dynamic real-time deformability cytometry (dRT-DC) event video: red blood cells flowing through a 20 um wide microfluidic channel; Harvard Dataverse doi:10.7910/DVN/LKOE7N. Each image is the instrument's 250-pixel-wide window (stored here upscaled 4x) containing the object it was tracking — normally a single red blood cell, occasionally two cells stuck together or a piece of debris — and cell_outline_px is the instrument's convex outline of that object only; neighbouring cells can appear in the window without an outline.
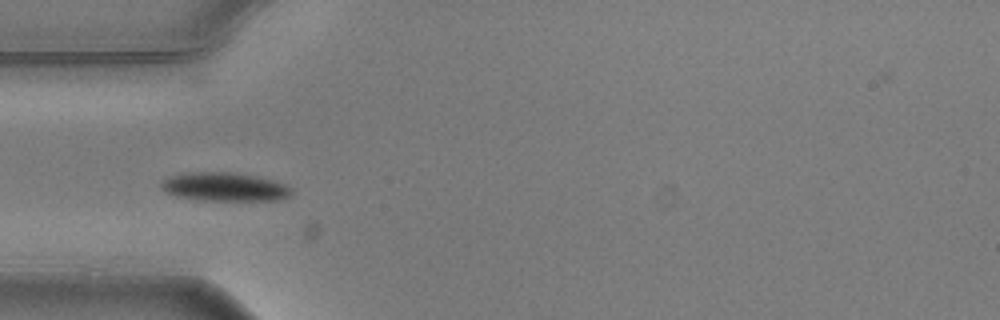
{"species": "common noctule bat (a hibernating species)", "species_latin": "Nyctalus noctula", "temperature_condition": "warm", "stored_images_in_passage": 13, "camera_frame_rate_fps": 3000, "um_per_image_px": 0.085, "animal": {"sex": "male", "body_mass_g": 20.5, "forearm_length_mm": 52.5}, "frame": {"image": 1, "passage_image": 3, "time_ms": 0.667, "image_size_px": [1000, 320], "cell_outline_px": [[292, 192], [288, 196], [280, 200], [204, 200], [176, 196], [164, 192], [160, 188], [160, 184], [164, 180], [172, 176], [188, 172], [228, 172], [256, 176], [272, 180], [284, 184], [292, 188]], "centroid_in_image_um": [19.07, 15.88], "position_along_channel_um": 65.9, "area_um2": 21.56}}
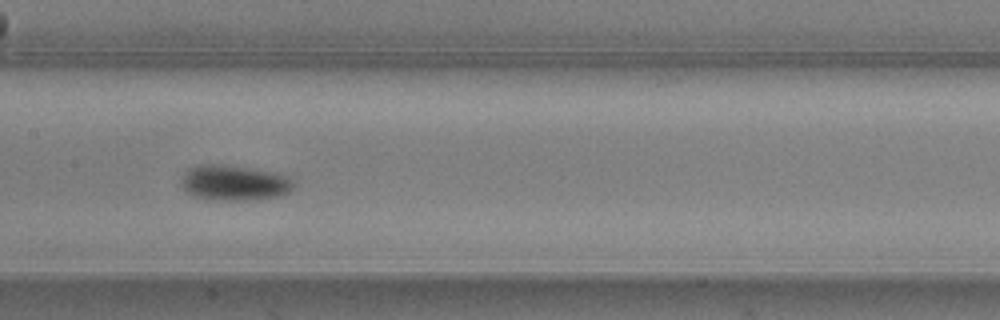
{"frame": {"image": 2, "passage_image": 6, "time_ms": 1.667, "image_size_px": [1000, 320], "cell_outline_px": [[296, 184], [288, 192], [280, 196], [256, 200], [216, 200], [192, 196], [180, 184], [180, 176], [188, 168], [196, 164], [224, 164], [276, 172], [288, 176]], "centroid_in_image_um": [19.89, 15.53], "position_along_channel_um": 187.5, "area_um2": 23.7}}
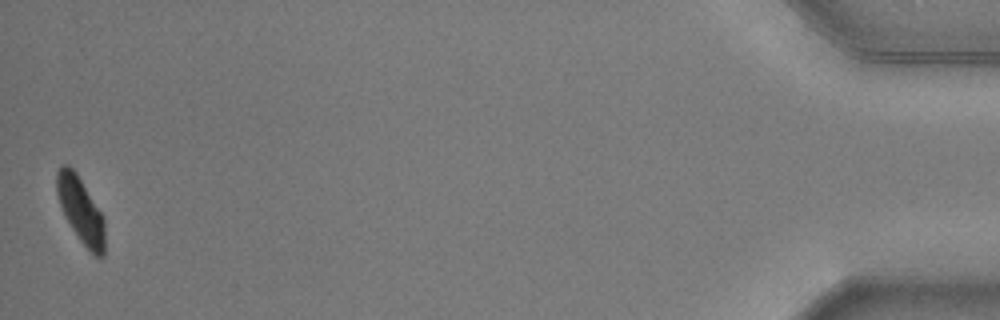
{"frame": {"image": 3, "passage_image": 13, "time_ms": 4.0, "image_size_px": [1000, 320], "cell_outline_px": [[104, 256], [96, 256], [80, 240], [72, 228], [60, 204], [56, 192], [56, 172], [64, 164], [68, 164], [76, 172], [104, 216]], "centroid_in_image_um": [6.86, 17.82], "position_along_channel_um": 428.3, "area_um2": 18.03}}